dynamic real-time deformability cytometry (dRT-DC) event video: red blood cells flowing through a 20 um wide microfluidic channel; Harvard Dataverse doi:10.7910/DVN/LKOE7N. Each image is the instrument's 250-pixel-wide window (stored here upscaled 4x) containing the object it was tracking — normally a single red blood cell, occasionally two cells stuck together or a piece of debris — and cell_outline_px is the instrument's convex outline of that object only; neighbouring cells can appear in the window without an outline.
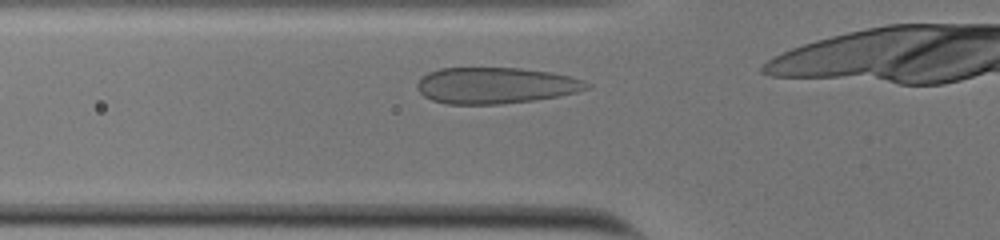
{"species": "human", "species_latin": "Homo sapiens", "temperature_condition": "cold", "stored_images_in_passage": 26, "camera_frame_rate_fps": 3000, "um_per_image_px": 0.085, "donor": {"sex": "male"}, "frame": {"image": 1, "passage_image": 2, "time_ms": 0.333, "image_size_px": [1000, 240], "cell_outline_px": [[592, 84], [588, 88], [576, 92], [556, 96], [532, 100], [500, 104], [448, 104], [432, 100], [424, 96], [416, 88], [416, 84], [420, 76], [428, 72], [440, 68], [520, 68], [548, 72], [572, 76], [584, 80]], "centroid_in_image_um": [42.09, 7.26], "position_along_channel_um": 83.7, "area_um2": 35.84}}
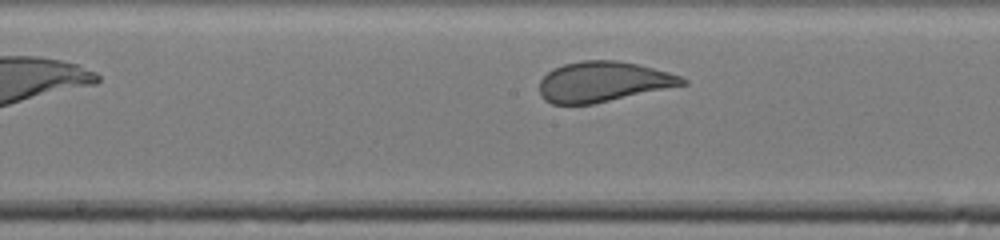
{"frame": {"image": 2, "passage_image": 11, "time_ms": 3.333, "image_size_px": [1000, 240], "cell_outline_px": [[688, 84], [592, 104], [552, 104], [544, 100], [540, 92], [540, 80], [552, 68], [564, 64], [580, 60], [616, 60], [636, 64], [668, 72], [680, 76], [688, 80]], "centroid_in_image_um": [51.25, 6.94], "position_along_channel_um": 196.9, "area_um2": 33.41}}
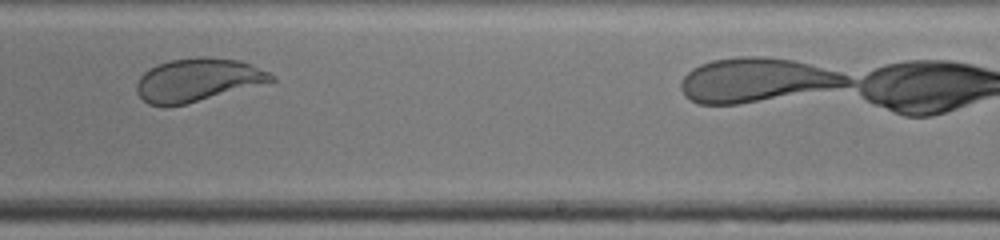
{"frame": {"image": 3, "passage_image": 17, "time_ms": 5.333, "image_size_px": [1000, 240], "cell_outline_px": [[276, 80], [184, 104], [168, 108], [148, 104], [136, 92], [136, 84], [140, 76], [148, 68], [156, 64], [168, 60], [200, 56], [208, 56], [240, 60], [252, 64], [276, 76]], "centroid_in_image_um": [16.75, 6.78], "position_along_channel_um": 272.3, "area_um2": 33.99}}